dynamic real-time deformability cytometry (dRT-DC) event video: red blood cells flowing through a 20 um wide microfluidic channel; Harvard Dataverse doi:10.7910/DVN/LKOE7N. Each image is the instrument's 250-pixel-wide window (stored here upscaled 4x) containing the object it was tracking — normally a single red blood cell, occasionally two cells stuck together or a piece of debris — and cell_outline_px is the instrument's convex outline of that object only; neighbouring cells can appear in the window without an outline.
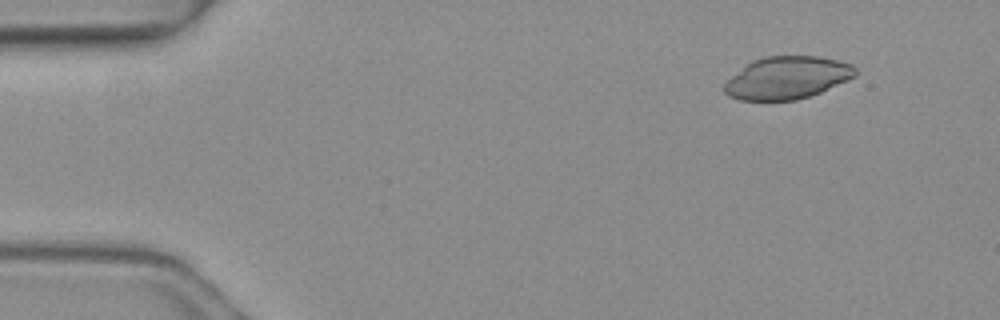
{"species": "common noctule bat (a hibernating species)", "species_latin": "Nyctalus noctula", "temperature_condition": "warm", "stored_images_in_passage": 5, "camera_frame_rate_fps": 3000, "um_per_image_px": 0.085, "animal": {"sex": "female", "body_mass_g": 19.3, "forearm_length_mm": 54.1}, "frame": {"image": 1, "passage_image": 1, "time_ms": 0.0, "image_size_px": [1000, 320], "cell_outline_px": [[856, 76], [848, 80], [820, 92], [796, 100], [740, 100], [728, 96], [724, 92], [724, 84], [732, 76], [752, 60], [764, 56], [816, 56], [836, 60], [852, 64], [856, 68]], "centroid_in_image_um": [66.91, 6.61], "position_along_channel_um": 18.1, "area_um2": 32.25}}